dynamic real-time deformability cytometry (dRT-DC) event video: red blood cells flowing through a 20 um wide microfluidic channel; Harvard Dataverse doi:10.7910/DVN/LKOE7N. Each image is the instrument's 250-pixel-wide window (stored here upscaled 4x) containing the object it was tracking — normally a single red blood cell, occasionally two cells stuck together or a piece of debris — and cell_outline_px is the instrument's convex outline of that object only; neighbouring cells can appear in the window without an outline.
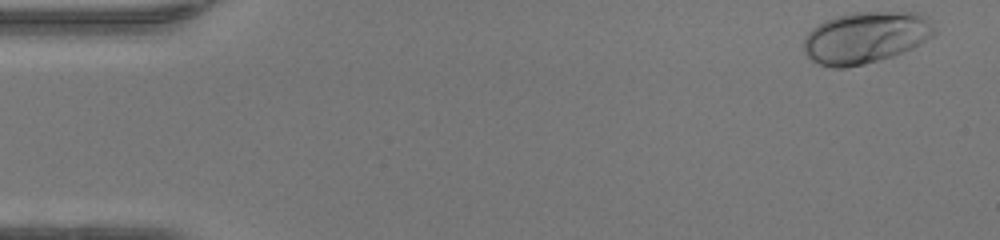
{"species": "human", "species_latin": "Homo sapiens", "temperature_condition": "warm", "stored_images_in_passage": 47, "camera_frame_rate_fps": 3000, "um_per_image_px": 0.085, "donor": {"sex": "female"}, "frame": {"image": 1, "passage_image": 1, "time_ms": 0.0, "image_size_px": [1000, 240], "cell_outline_px": [[936, 32], [932, 36], [920, 44], [912, 48], [892, 56], [864, 64], [848, 68], [832, 68], [820, 64], [812, 60], [804, 52], [804, 36], [812, 28], [824, 20], [836, 16], [852, 12], [916, 12], [932, 20]], "centroid_in_image_um": [73.57, 3.18], "position_along_channel_um": 11.4, "area_um2": 39.54}}
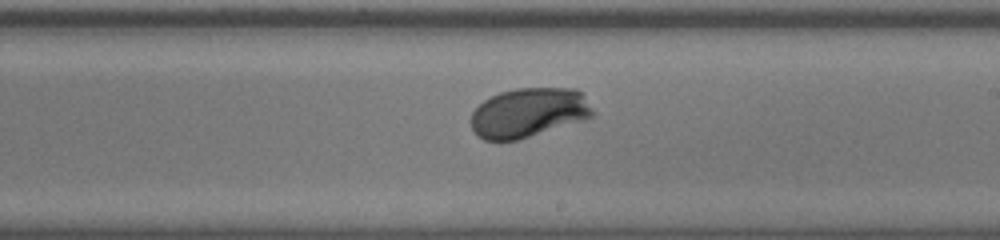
{"frame": {"image": 2, "passage_image": 27, "time_ms": 8.667, "image_size_px": [1000, 240], "cell_outline_px": [[596, 112], [592, 116], [584, 120], [516, 140], [484, 140], [472, 128], [472, 112], [484, 100], [500, 92], [516, 88], [576, 88], [580, 92]], "centroid_in_image_um": [44.96, 9.56], "position_along_channel_um": 244.0, "area_um2": 34.74}}
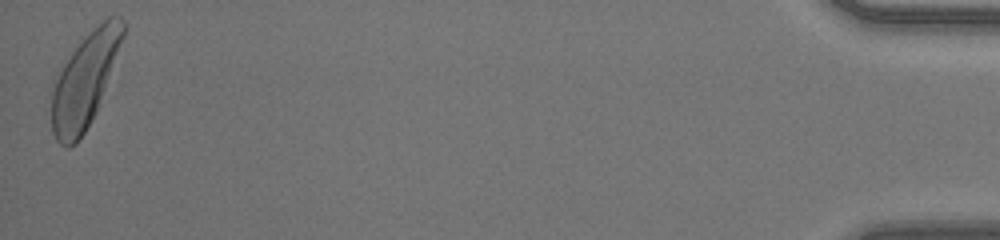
{"frame": {"image": 3, "passage_image": 47, "time_ms": 15.333, "image_size_px": [1000, 240], "cell_outline_px": [[124, 36], [96, 112], [92, 120], [76, 144], [68, 148], [64, 148], [56, 140], [52, 132], [52, 80], [72, 52], [88, 32], [108, 16], [120, 16], [124, 20]], "centroid_in_image_um": [7.18, 6.85], "position_along_channel_um": 428.0, "area_um2": 38.78}, "authors_computed_cell_mechanics": {"area_um2": 35.0846, "velocity_mm_per_s": 4.2505, "shape_relaxation_time_tau1_ms": 1.9438, "shape_relaxation_time_tau2_ms": null, "deformation_change_tau1": 0.1672, "deformation_change_tau2": null}}